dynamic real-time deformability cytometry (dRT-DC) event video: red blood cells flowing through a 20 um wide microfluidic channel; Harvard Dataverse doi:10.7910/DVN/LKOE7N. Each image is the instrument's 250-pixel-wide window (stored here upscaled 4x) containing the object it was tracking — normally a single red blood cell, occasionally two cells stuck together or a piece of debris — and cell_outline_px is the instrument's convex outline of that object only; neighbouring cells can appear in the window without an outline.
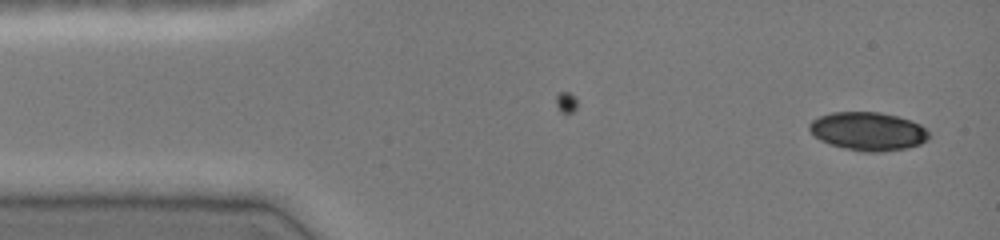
{"species": "common noctule bat (a hibernating species)", "species_latin": "Nyctalus noctula", "temperature_condition": "cold", "stored_images_in_passage": 39, "camera_frame_rate_fps": 3000, "um_per_image_px": 0.085, "animal": {"sex": "female", "body_mass_g": 19.0, "forearm_length_mm": 51.5}, "frame": {"image": 1, "passage_image": 1, "time_ms": 0.0, "image_size_px": [1000, 240], "cell_outline_px": [[928, 140], [920, 144], [908, 148], [880, 152], [864, 152], [832, 144], [820, 140], [808, 128], [808, 124], [812, 120], [820, 116], [832, 112], [880, 112], [896, 116], [920, 124], [928, 132]], "centroid_in_image_um": [73.79, 11.16], "position_along_channel_um": 11.2, "area_um2": 26.47}}